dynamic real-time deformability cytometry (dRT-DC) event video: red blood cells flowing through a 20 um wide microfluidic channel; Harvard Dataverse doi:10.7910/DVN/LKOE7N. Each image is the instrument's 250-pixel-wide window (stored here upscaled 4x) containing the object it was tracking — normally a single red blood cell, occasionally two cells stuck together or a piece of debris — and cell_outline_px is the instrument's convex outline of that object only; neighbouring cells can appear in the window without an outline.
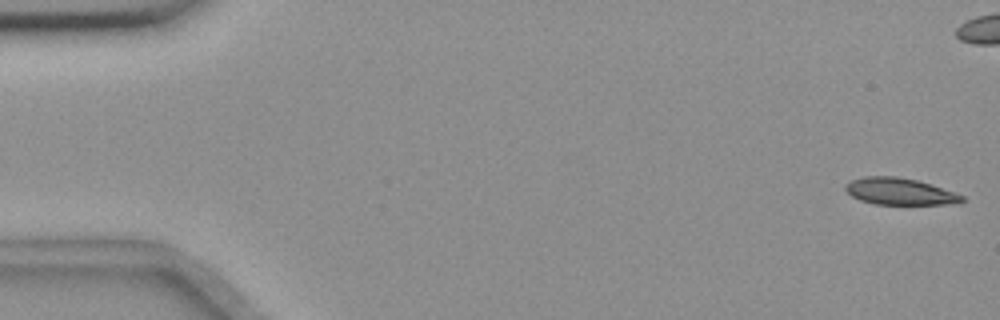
{"species": "common noctule bat (a hibernating species)", "species_latin": "Nyctalus noctula", "temperature_condition": "room temperature", "stored_images_in_passage": 56, "camera_frame_rate_fps": 3000, "um_per_image_px": 0.085, "animal": {"sex": "female", "body_mass_g": 18.4}, "frame": {"image": 1, "passage_image": 1, "time_ms": 0.0, "image_size_px": [1000, 320], "cell_outline_px": [[964, 200], [944, 204], [872, 204], [860, 200], [852, 196], [844, 188], [844, 184], [852, 180], [864, 176], [896, 176], [916, 180], [964, 196]], "centroid_in_image_um": [76.37, 16.27], "position_along_channel_um": 8.6, "area_um2": 17.8}}
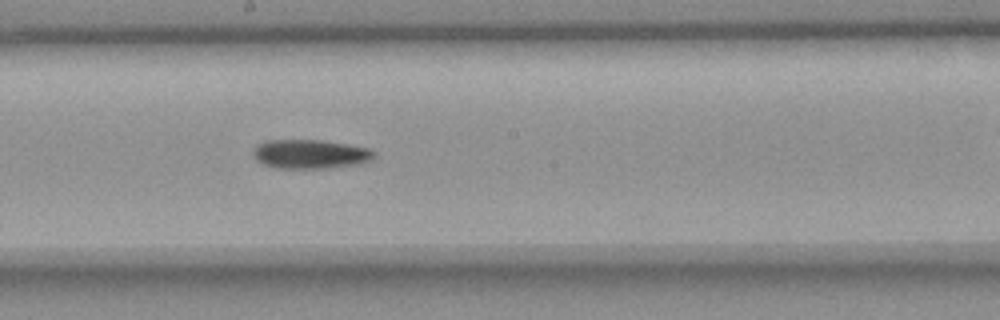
{"frame": {"image": 2, "passage_image": 30, "time_ms": 9.667, "image_size_px": [1000, 320], "cell_outline_px": [[376, 156], [372, 160], [360, 164], [332, 168], [276, 168], [264, 164], [256, 160], [252, 156], [252, 148], [256, 144], [264, 140], [320, 140], [368, 148], [376, 152]], "centroid_in_image_um": [26.34, 13.1], "position_along_channel_um": 221.9, "area_um2": 20.81}}
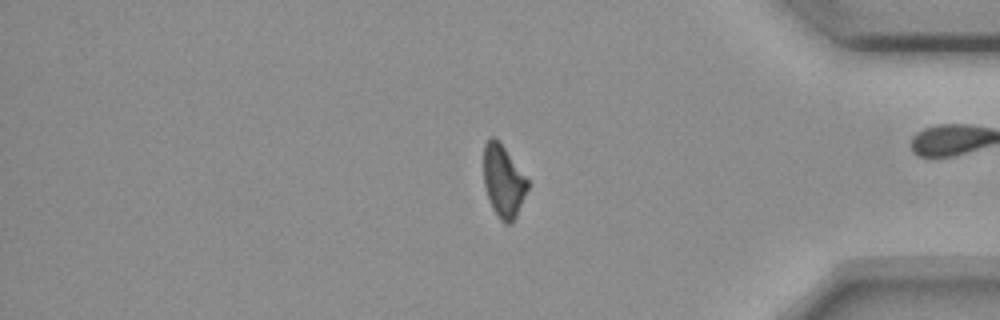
{"frame": {"image": 3, "passage_image": 46, "time_ms": 15.0, "image_size_px": [1000, 320], "cell_outline_px": [[528, 188], [516, 216], [512, 224], [504, 224], [496, 216], [492, 208], [484, 184], [484, 144], [492, 136], [504, 148], [528, 180]], "centroid_in_image_um": [42.78, 15.46], "position_along_channel_um": 392.4, "area_um2": 18.15}}